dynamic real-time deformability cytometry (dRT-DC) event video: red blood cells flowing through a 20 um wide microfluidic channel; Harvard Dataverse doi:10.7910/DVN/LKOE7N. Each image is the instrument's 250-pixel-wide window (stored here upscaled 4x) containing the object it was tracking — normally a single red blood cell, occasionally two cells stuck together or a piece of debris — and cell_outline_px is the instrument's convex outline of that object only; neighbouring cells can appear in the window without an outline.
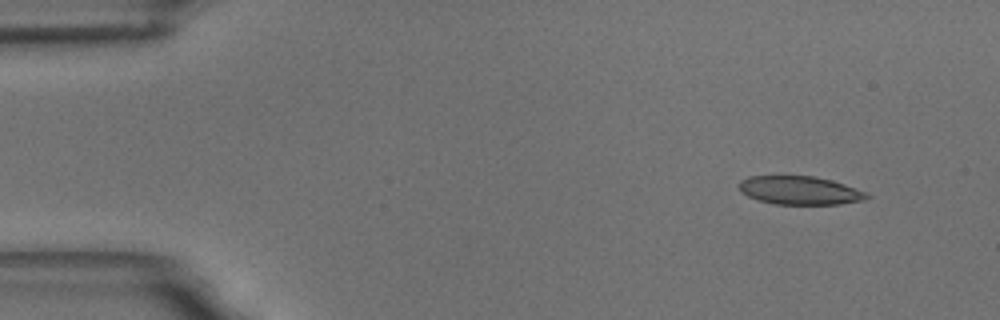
{"species": "common noctule bat (a hibernating species)", "species_latin": "Nyctalus noctula", "temperature_condition": "room temperature", "stored_images_in_passage": 6, "segment_of_instrument_passage": [2, 2], "camera_frame_rate_fps": 3000, "um_per_image_px": 0.085, "animal": {"sex": "male", "body_mass_g": 18.8}, "frame": {"image": 1, "passage_image": 6, "time_ms": 6.667, "image_size_px": [1000, 320], "cell_outline_px": [[872, 196], [864, 200], [840, 204], [776, 204], [756, 200], [740, 192], [740, 180], [748, 176], [812, 176], [832, 180], [868, 192]], "centroid_in_image_um": [68.0, 16.19], "position_along_channel_um": 17.0, "area_um2": 21.27}}